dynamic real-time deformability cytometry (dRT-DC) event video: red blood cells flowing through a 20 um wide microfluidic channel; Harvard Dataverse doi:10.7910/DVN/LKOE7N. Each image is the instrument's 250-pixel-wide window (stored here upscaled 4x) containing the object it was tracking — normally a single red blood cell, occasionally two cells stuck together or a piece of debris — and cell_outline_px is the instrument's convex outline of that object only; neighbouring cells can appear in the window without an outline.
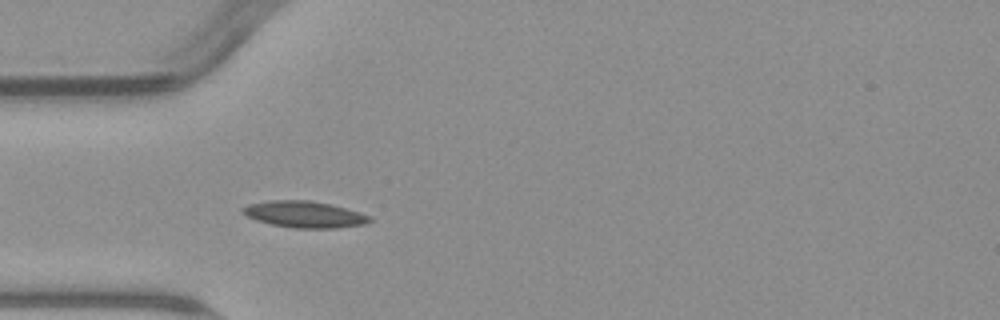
{"species": "common noctule bat (a hibernating species)", "species_latin": "Nyctalus noctula", "temperature_condition": "warm", "stored_images_in_passage": 4, "camera_frame_rate_fps": 3000, "um_per_image_px": 0.085, "animal": {"sex": "male", "body_mass_g": 23.1, "forearm_length_mm": 52.7}, "frame": {"image": 1, "passage_image": 4, "time_ms": 4.333, "image_size_px": [1000, 320], "cell_outline_px": [[372, 220], [364, 224], [336, 228], [292, 228], [272, 224], [256, 220], [240, 212], [240, 208], [248, 204], [272, 200], [308, 200], [332, 204], [360, 212], [372, 216]], "centroid_in_image_um": [25.88, 18.21], "position_along_channel_um": 59.1, "area_um2": 19.71}}